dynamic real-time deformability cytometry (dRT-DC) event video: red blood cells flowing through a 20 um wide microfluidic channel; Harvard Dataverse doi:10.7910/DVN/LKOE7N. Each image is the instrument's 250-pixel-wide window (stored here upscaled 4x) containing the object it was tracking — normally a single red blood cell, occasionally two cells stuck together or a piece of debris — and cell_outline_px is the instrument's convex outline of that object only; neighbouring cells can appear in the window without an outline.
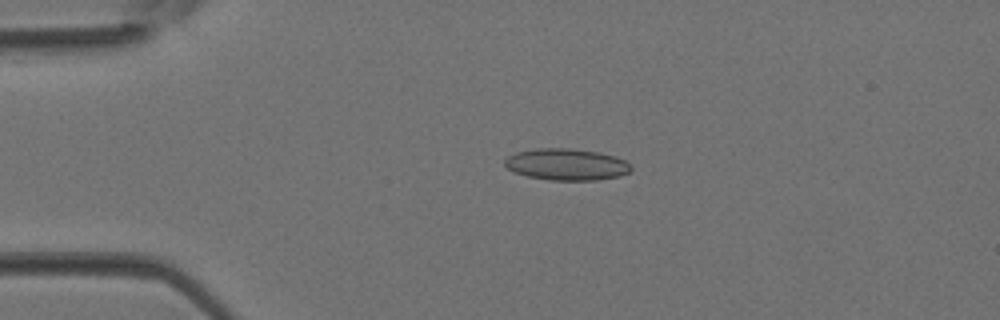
{"species": "Egyptian fruit bat (a non-hibernating species)", "species_latin": "Rousettus aegyptiacus", "temperature_condition": "room temperature", "stored_images_in_passage": 3, "camera_frame_rate_fps": 3000, "um_per_image_px": 0.085, "animal": {"sex": "female"}, "frame": {"image": 1, "passage_image": 2, "time_ms": 0.333, "image_size_px": [1000, 320], "cell_outline_px": [[632, 168], [628, 172], [620, 176], [596, 180], [548, 180], [528, 176], [516, 172], [508, 168], [504, 164], [504, 160], [508, 156], [516, 152], [536, 148], [568, 148], [600, 152], [616, 156], [624, 160]], "centroid_in_image_um": [48.15, 13.97], "position_along_channel_um": 36.8, "area_um2": 23.24}}